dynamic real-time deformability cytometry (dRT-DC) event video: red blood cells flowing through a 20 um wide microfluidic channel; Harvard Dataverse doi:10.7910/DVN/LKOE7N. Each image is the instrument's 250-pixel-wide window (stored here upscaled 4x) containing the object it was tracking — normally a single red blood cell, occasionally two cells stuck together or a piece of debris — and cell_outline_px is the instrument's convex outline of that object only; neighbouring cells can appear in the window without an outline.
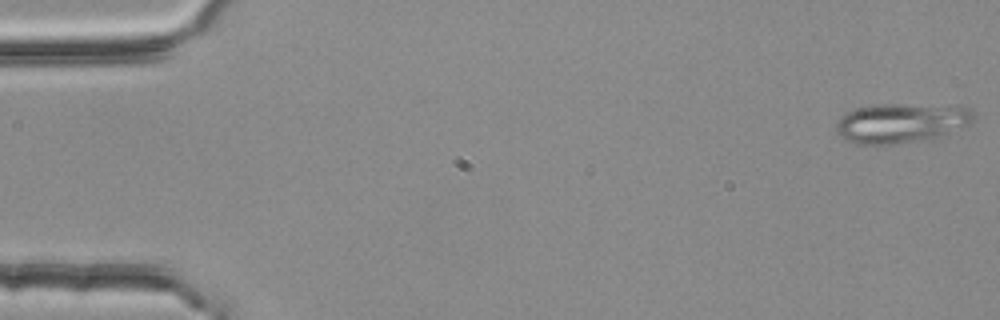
{"species": "common noctule bat (a hibernating species)", "species_latin": "Nyctalus noctula", "temperature_condition": "room temperature", "stored_images_in_passage": 4, "camera_frame_rate_fps": 3000, "um_per_image_px": 0.085, "animal": {"sex": "female", "body_mass_g": 25.1}, "frame": {"image": 1, "passage_image": 1, "time_ms": 0.0, "image_size_px": [1000, 320], "cell_outline_px": [[972, 124], [948, 136], [932, 140], [896, 144], [856, 144], [840, 136], [836, 132], [836, 124], [840, 116], [852, 108], [876, 104], [896, 104], [972, 108]], "centroid_in_image_um": [76.61, 10.48], "position_along_channel_um": 8.4, "area_um2": 32.31}}
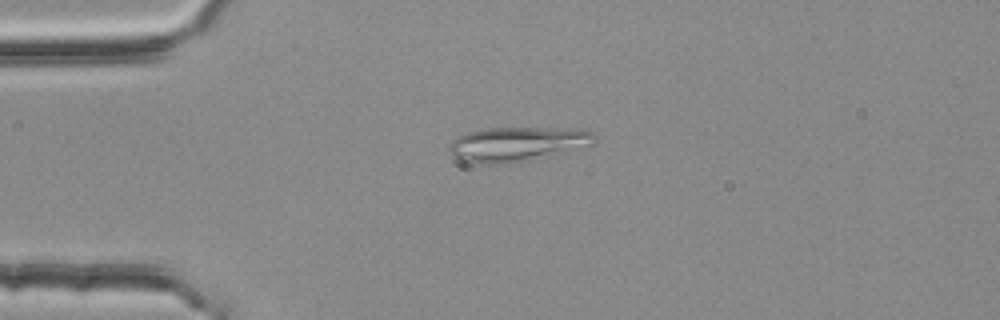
{"frame": {"image": 2, "passage_image": 4, "time_ms": 1.0, "image_size_px": [1000, 320], "cell_outline_px": [[596, 144], [588, 148], [504, 164], [480, 164], [464, 160], [452, 156], [448, 148], [448, 144], [456, 136], [468, 132], [484, 128], [584, 128], [592, 132], [596, 136]], "centroid_in_image_um": [44.04, 12.23], "position_along_channel_um": 41.0, "area_um2": 29.77}}